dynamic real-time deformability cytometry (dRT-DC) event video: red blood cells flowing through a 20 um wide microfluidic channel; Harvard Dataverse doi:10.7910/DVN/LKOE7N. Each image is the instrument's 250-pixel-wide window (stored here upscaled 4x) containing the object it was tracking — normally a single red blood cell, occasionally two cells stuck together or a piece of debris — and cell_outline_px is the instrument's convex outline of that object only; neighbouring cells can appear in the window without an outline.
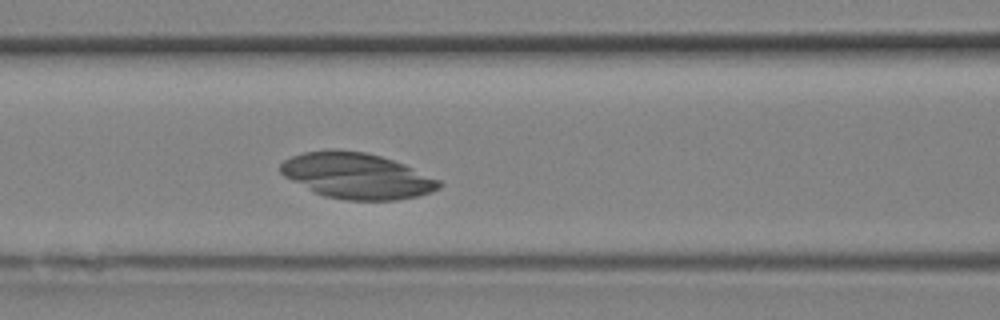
{"species": "Egyptian fruit bat (a non-hibernating species)", "species_latin": "Rousettus aegyptiacus", "temperature_condition": "room temperature", "stored_images_in_passage": 8, "camera_frame_rate_fps": 3000, "um_per_image_px": 0.085, "animal": {"sex": "female"}, "frame": {"image": 1, "passage_image": 8, "time_ms": 2.333, "image_size_px": [1000, 320], "cell_outline_px": [[444, 184], [440, 188], [432, 192], [416, 196], [396, 200], [348, 200], [324, 196], [284, 176], [280, 172], [280, 164], [284, 160], [292, 156], [304, 152], [364, 152], [380, 156], [404, 164], [440, 180]], "centroid_in_image_um": [30.38, 14.98], "position_along_channel_um": 136.2, "area_um2": 41.27}}